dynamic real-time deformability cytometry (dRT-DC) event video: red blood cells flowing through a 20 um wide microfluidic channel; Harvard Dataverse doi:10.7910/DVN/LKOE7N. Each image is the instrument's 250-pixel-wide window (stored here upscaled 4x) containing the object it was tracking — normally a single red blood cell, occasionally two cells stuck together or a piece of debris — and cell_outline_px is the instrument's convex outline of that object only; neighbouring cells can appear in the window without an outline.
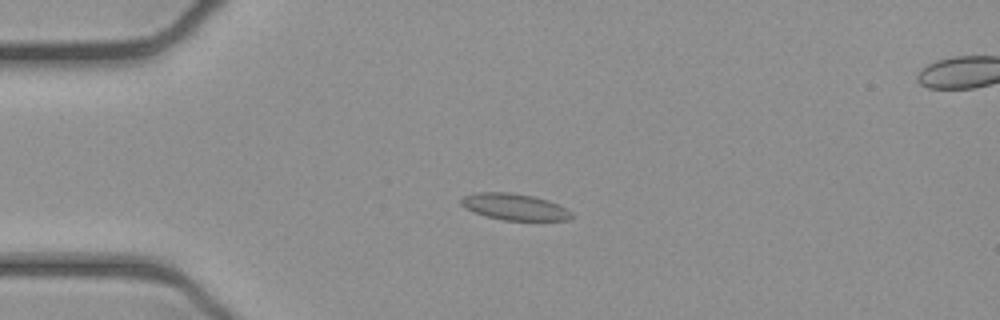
{"species": "common noctule bat (a hibernating species)", "species_latin": "Nyctalus noctula", "temperature_condition": "cold", "stored_images_in_passage": 53, "segment_of_instrument_passage": [1, 2], "camera_frame_rate_fps": 3000, "um_per_image_px": 0.085, "animal": {"sex": "female", "body_mass_g": 21.9}, "frame": {"image": 1, "passage_image": 12, "time_ms": 3.667, "image_size_px": [1000, 320], "cell_outline_px": [[576, 216], [568, 220], [504, 220], [488, 216], [464, 208], [460, 204], [460, 200], [464, 196], [476, 192], [508, 192], [532, 196], [548, 200], [572, 212]], "centroid_in_image_um": [43.74, 17.58], "position_along_channel_um": 41.3, "area_um2": 16.88}}
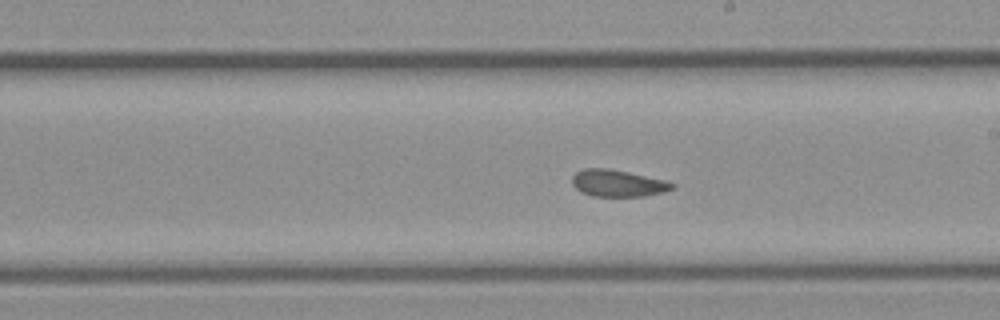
{"frame": {"image": 2, "passage_image": 29, "time_ms": 9.333, "image_size_px": [1000, 320], "cell_outline_px": [[676, 184], [672, 188], [664, 192], [644, 196], [592, 196], [580, 192], [572, 184], [572, 176], [576, 172], [584, 168], [608, 168], [628, 172], [664, 180]], "centroid_in_image_um": [52.48, 15.57], "position_along_channel_um": 236.5, "area_um2": 15.61}}
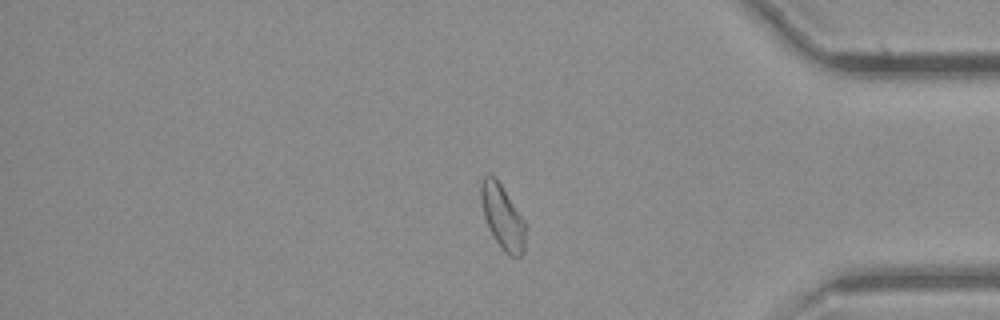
{"frame": {"image": 3, "passage_image": 43, "time_ms": 14.0, "image_size_px": [1000, 320], "cell_outline_px": [[528, 224], [524, 252], [520, 256], [512, 256], [504, 252], [496, 240], [484, 216], [480, 200], [480, 180], [488, 172], [500, 184]], "centroid_in_image_um": [42.75, 18.44], "position_along_channel_um": 392.5, "area_um2": 16.82}}